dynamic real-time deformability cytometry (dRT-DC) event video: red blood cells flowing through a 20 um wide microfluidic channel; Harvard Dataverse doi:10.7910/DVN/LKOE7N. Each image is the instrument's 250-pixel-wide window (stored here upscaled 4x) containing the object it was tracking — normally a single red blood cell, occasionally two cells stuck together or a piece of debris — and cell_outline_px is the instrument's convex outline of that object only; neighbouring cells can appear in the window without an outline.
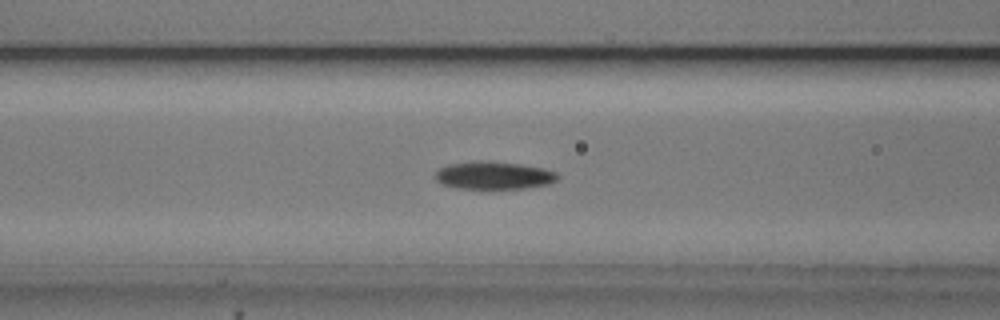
{"species": "common noctule bat (a hibernating species)", "species_latin": "Nyctalus noctula", "temperature_condition": "cold", "stored_images_in_passage": 16, "camera_frame_rate_fps": 3000, "um_per_image_px": 0.085, "animal": {"sex": "male", "body_mass_g": 20.5, "forearm_length_mm": 52.5}, "frame": {"image": 1, "passage_image": 7, "time_ms": 2.0, "image_size_px": [1000, 320], "cell_outline_px": [[560, 176], [556, 180], [548, 184], [524, 188], [456, 188], [440, 184], [432, 176], [436, 168], [448, 164], [476, 160], [488, 160], [520, 164], [540, 168], [556, 172]], "centroid_in_image_um": [41.86, 14.89], "position_along_channel_um": 124.7, "area_um2": 20.06}}
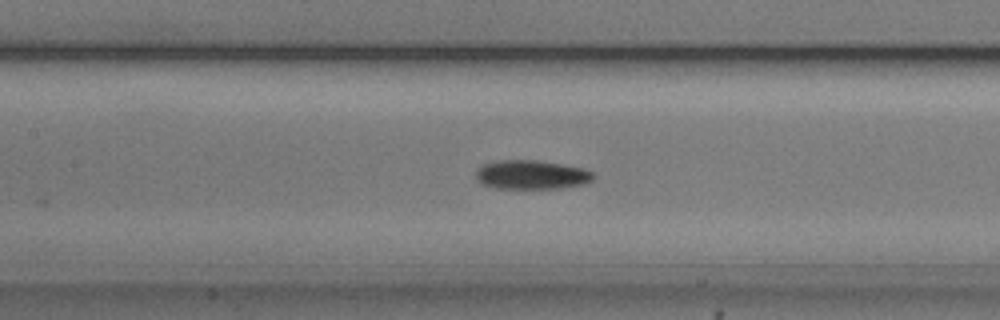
{"frame": {"image": 2, "passage_image": 10, "time_ms": 3.0, "image_size_px": [1000, 320], "cell_outline_px": [[596, 176], [592, 180], [584, 184], [560, 188], [492, 188], [480, 184], [476, 180], [476, 168], [484, 164], [500, 160], [536, 160], [584, 168], [592, 172]], "centroid_in_image_um": [45.15, 14.86], "position_along_channel_um": 162.3, "area_um2": 20.0}}